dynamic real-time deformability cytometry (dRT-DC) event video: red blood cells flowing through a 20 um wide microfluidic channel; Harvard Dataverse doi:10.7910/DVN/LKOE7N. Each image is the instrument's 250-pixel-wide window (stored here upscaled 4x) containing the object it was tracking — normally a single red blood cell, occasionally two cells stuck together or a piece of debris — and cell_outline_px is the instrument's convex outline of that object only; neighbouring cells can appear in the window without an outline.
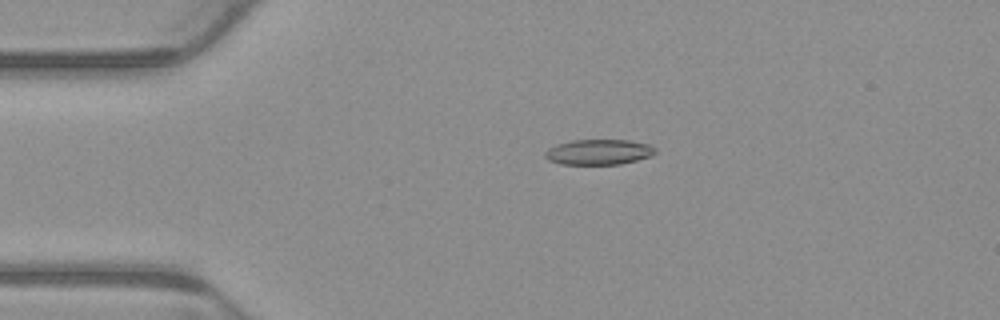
{"species": "common noctule bat (a hibernating species)", "species_latin": "Nyctalus noctula", "temperature_condition": "warm", "stored_images_in_passage": 5, "camera_frame_rate_fps": 3000, "um_per_image_px": 0.085, "animal": {"sex": "male", "body_mass_g": 23.1, "forearm_length_mm": 52.7}, "frame": {"image": 1, "passage_image": 4, "time_ms": 1.0, "image_size_px": [1000, 320], "cell_outline_px": [[656, 152], [652, 156], [620, 164], [560, 164], [548, 160], [544, 156], [544, 152], [548, 148], [556, 144], [572, 140], [628, 140], [652, 144], [656, 148]], "centroid_in_image_um": [50.9, 12.91], "position_along_channel_um": 34.1, "area_um2": 16.47}}